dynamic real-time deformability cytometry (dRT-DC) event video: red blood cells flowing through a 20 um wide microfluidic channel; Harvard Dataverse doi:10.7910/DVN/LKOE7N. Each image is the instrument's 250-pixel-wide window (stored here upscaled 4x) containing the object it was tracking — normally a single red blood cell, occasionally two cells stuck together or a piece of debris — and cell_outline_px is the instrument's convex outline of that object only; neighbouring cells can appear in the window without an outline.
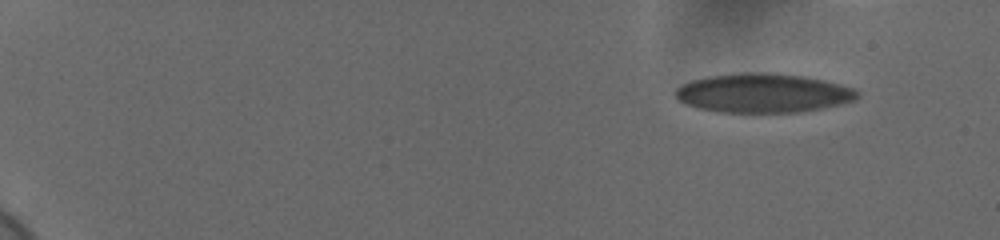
{"species": "human", "species_latin": "Homo sapiens", "temperature_condition": "cold", "stored_images_in_passage": 48, "camera_frame_rate_fps": 3000, "um_per_image_px": 0.085, "donor": {"sex": "female"}, "frame": {"image": 1, "passage_image": 1, "time_ms": 0.0, "image_size_px": [1000, 240], "cell_outline_px": [[860, 96], [856, 100], [840, 104], [800, 112], [720, 112], [700, 108], [688, 104], [680, 100], [676, 96], [676, 88], [692, 80], [708, 76], [744, 72], [768, 72], [804, 76], [824, 80], [840, 84], [852, 88], [860, 92]], "centroid_in_image_um": [64.91, 7.9], "position_along_channel_um": 20.1, "area_um2": 41.27}}
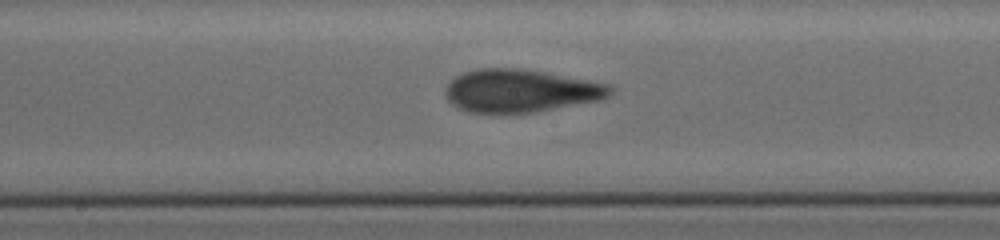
{"frame": {"image": 2, "passage_image": 29, "time_ms": 9.333, "image_size_px": [1000, 240], "cell_outline_px": [[612, 92], [608, 96], [600, 100], [536, 112], [468, 112], [456, 108], [448, 100], [444, 92], [444, 88], [456, 76], [464, 72], [480, 68], [516, 68], [588, 80], [608, 84], [612, 88]], "centroid_in_image_um": [44.2, 7.72], "position_along_channel_um": 204.0, "area_um2": 40.75}}
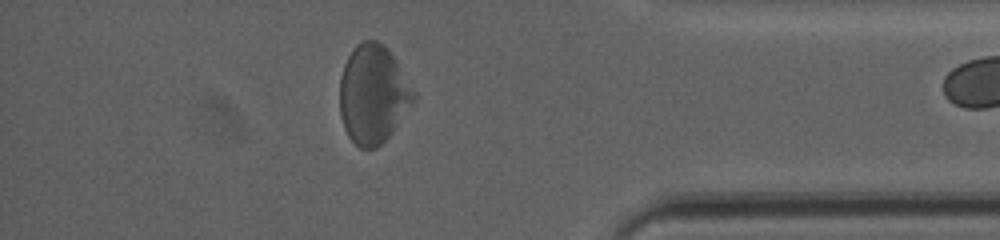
{"frame": {"image": 3, "passage_image": 47, "time_ms": 15.333, "image_size_px": [1000, 240], "cell_outline_px": [[416, 96], [392, 132], [376, 148], [360, 148], [348, 136], [344, 128], [340, 116], [340, 80], [344, 64], [352, 48], [356, 44], [364, 40], [376, 40], [384, 44], [388, 48], [416, 92]], "centroid_in_image_um": [31.69, 7.98], "position_along_channel_um": 403.5, "area_um2": 42.25}}